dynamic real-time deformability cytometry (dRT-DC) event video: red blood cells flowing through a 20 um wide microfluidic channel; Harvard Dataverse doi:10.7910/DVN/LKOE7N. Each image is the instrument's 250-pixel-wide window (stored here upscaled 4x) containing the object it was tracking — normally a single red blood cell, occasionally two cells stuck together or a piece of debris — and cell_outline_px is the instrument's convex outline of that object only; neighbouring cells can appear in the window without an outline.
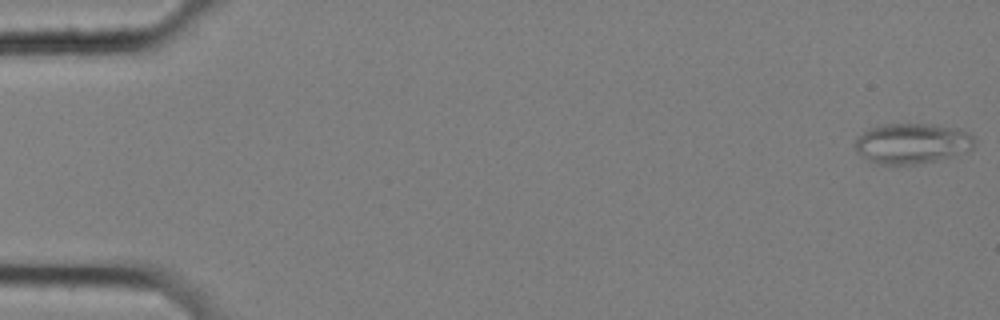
{"species": "common noctule bat (a hibernating species)", "species_latin": "Nyctalus noctula", "temperature_condition": "cold", "stored_images_in_passage": 14, "camera_frame_rate_fps": 3000, "um_per_image_px": 0.085, "animal": {"sex": "female", "body_mass_g": 25.1}, "frame": {"image": 1, "passage_image": 1, "time_ms": 0.0, "image_size_px": [1000, 320], "cell_outline_px": [[976, 144], [968, 152], [956, 156], [916, 164], [876, 164], [868, 160], [856, 152], [856, 140], [864, 132], [880, 124], [932, 124], [956, 128], [972, 136], [976, 140]], "centroid_in_image_um": [77.56, 12.2], "position_along_channel_um": 7.4, "area_um2": 28.09}}